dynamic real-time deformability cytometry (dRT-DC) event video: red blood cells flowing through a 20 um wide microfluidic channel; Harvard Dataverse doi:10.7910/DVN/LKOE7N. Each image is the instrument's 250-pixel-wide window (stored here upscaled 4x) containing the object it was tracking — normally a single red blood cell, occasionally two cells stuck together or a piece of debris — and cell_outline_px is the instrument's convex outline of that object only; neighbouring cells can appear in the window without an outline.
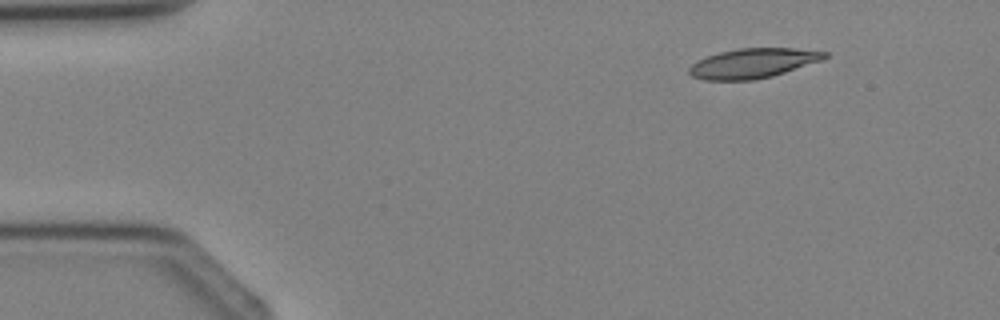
{"species": "Egyptian fruit bat (a non-hibernating species)", "species_latin": "Rousettus aegyptiacus", "temperature_condition": "cold", "stored_images_in_passage": 3, "camera_frame_rate_fps": 3000, "um_per_image_px": 0.085, "animal": {"sex": "female"}, "frame": {"image": 1, "passage_image": 1, "time_ms": 0.0, "image_size_px": [1000, 320], "cell_outline_px": [[828, 56], [820, 60], [772, 76], [752, 80], [704, 80], [692, 76], [688, 72], [688, 68], [692, 64], [708, 56], [720, 52], [740, 48], [792, 48], [828, 52]], "centroid_in_image_um": [63.97, 5.38], "position_along_channel_um": 21.0, "area_um2": 23.06}}